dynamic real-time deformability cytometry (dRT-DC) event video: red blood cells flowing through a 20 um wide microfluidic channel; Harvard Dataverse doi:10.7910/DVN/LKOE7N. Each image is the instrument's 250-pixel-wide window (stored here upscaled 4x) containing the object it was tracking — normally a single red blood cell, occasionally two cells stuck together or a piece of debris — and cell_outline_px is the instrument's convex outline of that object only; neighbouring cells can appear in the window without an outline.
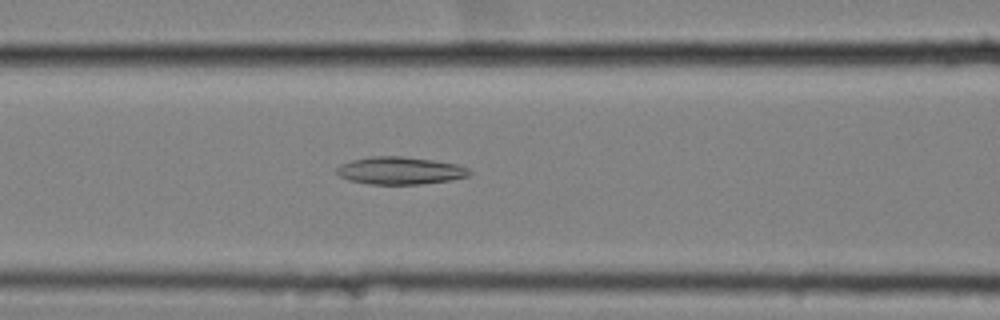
{"species": "common noctule bat (a hibernating species)", "species_latin": "Nyctalus noctula", "temperature_condition": "cold", "stored_images_in_passage": 44, "camera_frame_rate_fps": 3000, "um_per_image_px": 0.085, "animal": {"sex": "female", "body_mass_g": 25.1}, "frame": {"image": 1, "passage_image": 12, "time_ms": 3.667, "image_size_px": [1000, 320], "cell_outline_px": [[472, 172], [468, 176], [452, 180], [420, 184], [368, 184], [348, 180], [340, 176], [336, 172], [336, 168], [340, 164], [352, 160], [372, 156], [404, 156], [432, 160], [456, 164], [468, 168]], "centroid_in_image_um": [33.99, 14.5], "position_along_channel_um": 132.6, "area_um2": 21.33}}
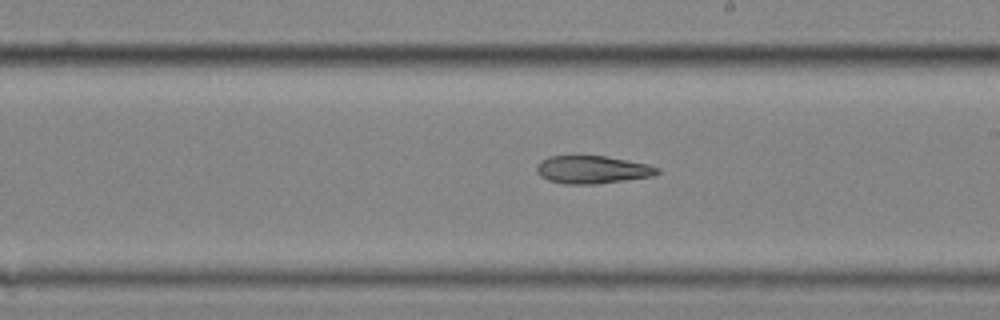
{"frame": {"image": 2, "passage_image": 21, "time_ms": 6.667, "image_size_px": [1000, 320], "cell_outline_px": [[660, 172], [652, 176], [596, 184], [564, 184], [548, 180], [540, 176], [536, 172], [536, 164], [540, 160], [548, 156], [604, 156], [648, 164], [660, 168]], "centroid_in_image_um": [50.3, 14.42], "position_along_channel_um": 238.7, "area_um2": 19.59}}
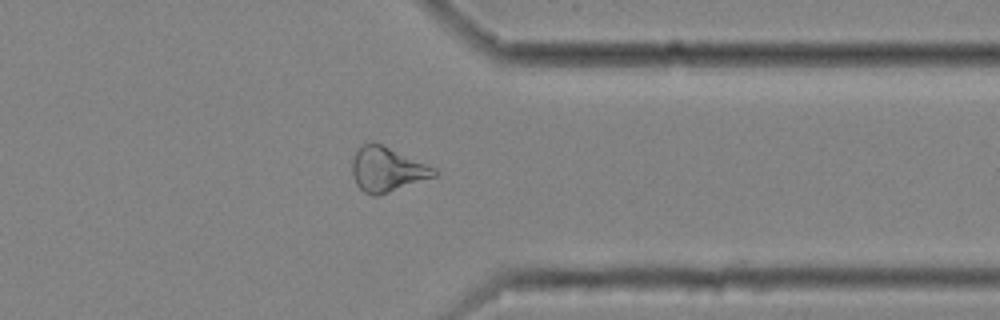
{"frame": {"image": 3, "passage_image": 33, "time_ms": 10.667, "image_size_px": [1000, 320], "cell_outline_px": [[440, 172], [436, 176], [376, 196], [372, 196], [364, 192], [356, 184], [352, 176], [352, 160], [356, 148], [364, 144], [380, 144], [436, 168]], "centroid_in_image_um": [32.88, 14.42], "position_along_channel_um": 378.5, "area_um2": 21.04}, "authors_computed_cell_mechanics": {"area_um2": 21.2415, "velocity_mm_per_s": 3.5449, "shape_relaxation_time_tau1_ms": null, "shape_relaxation_time_tau2_ms": 10.9004, "deformation_change_tau1": null, "deformation_change_tau2": 0.2312}}